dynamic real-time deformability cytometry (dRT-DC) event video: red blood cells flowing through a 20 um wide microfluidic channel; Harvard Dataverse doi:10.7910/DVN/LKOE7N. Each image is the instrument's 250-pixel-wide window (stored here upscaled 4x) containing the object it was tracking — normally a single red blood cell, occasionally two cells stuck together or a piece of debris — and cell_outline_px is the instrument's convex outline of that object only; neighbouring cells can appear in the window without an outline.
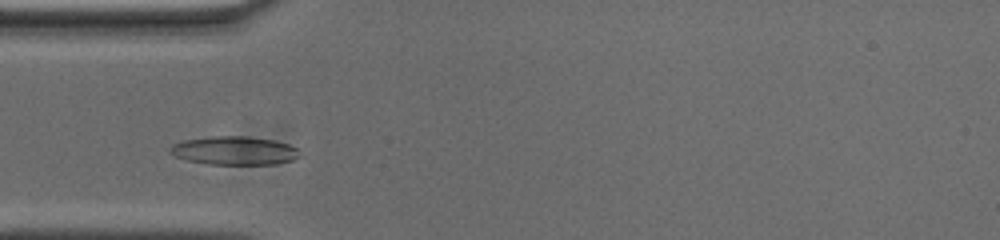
{"species": "common noctule bat (a hibernating species)", "species_latin": "Nyctalus noctula", "temperature_condition": "cold", "stored_images_in_passage": 37, "camera_frame_rate_fps": 3000, "um_per_image_px": 0.085, "animal": {"sex": "male", "body_mass_g": 20.0, "forearm_length_mm": 53.3}, "frame": {"image": 1, "passage_image": 8, "time_ms": 2.333, "image_size_px": [1000, 240], "cell_outline_px": [[300, 156], [292, 160], [276, 164], [208, 164], [188, 160], [176, 156], [168, 152], [168, 148], [172, 144], [184, 140], [208, 136], [248, 136], [272, 140], [288, 144], [296, 148], [300, 152]], "centroid_in_image_um": [19.89, 12.79], "position_along_channel_um": 65.1, "area_um2": 21.56}}
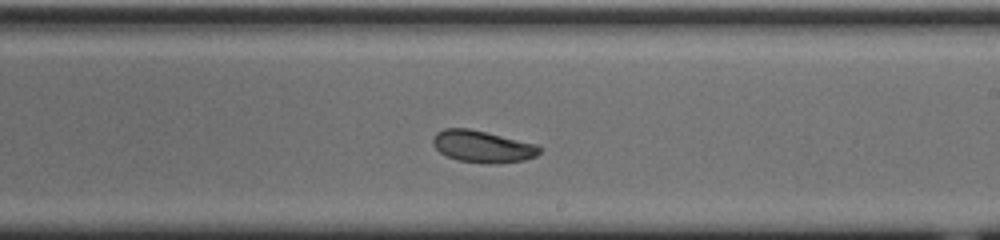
{"frame": {"image": 2, "passage_image": 23, "time_ms": 7.333, "image_size_px": [1000, 240], "cell_outline_px": [[540, 152], [536, 156], [524, 160], [496, 164], [484, 164], [456, 160], [440, 152], [432, 144], [432, 136], [436, 132], [444, 128], [468, 128], [536, 144], [540, 148]], "centroid_in_image_um": [40.97, 12.46], "position_along_channel_um": 248.0, "area_um2": 19.88}}
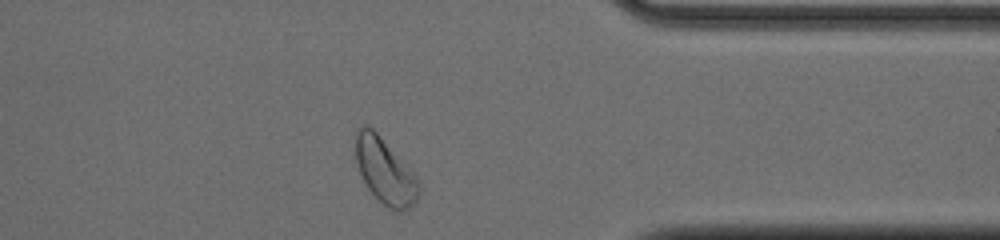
{"frame": {"image": 3, "passage_image": 35, "time_ms": 11.333, "image_size_px": [1000, 240], "cell_outline_px": [[420, 192], [416, 200], [408, 208], [400, 212], [396, 212], [388, 208], [368, 188], [360, 172], [356, 160], [356, 132], [364, 124], [372, 128], [376, 132], [416, 176], [420, 188]], "centroid_in_image_um": [32.73, 14.56], "position_along_channel_um": 378.7, "area_um2": 23.47}}